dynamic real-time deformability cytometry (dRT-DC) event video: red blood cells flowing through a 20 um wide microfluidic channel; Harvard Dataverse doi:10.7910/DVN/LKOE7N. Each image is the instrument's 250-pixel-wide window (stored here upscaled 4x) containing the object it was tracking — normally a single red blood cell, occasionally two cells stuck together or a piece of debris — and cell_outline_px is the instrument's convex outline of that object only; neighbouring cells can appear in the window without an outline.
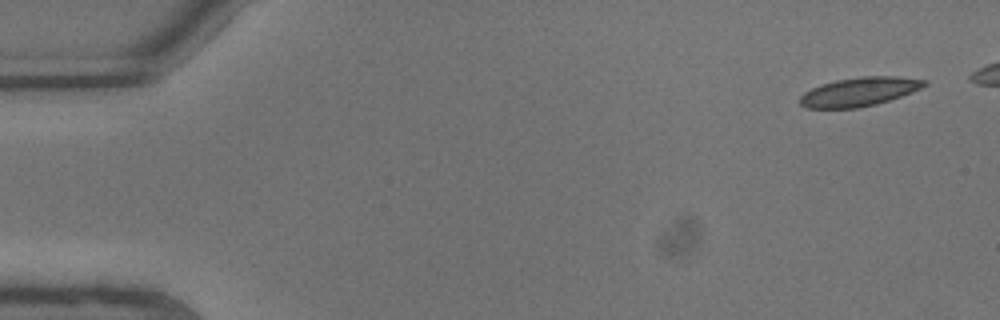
{"species": "common noctule bat (a hibernating species)", "species_latin": "Nyctalus noctula", "temperature_condition": "warm", "stored_images_in_passage": 7, "camera_frame_rate_fps": 3000, "um_per_image_px": 0.085, "animal": {"sex": "male", "body_mass_g": 13.3}, "frame": {"image": 1, "passage_image": 1, "time_ms": 0.0, "image_size_px": [1000, 320], "cell_outline_px": [[928, 84], [912, 92], [876, 104], [856, 108], [804, 108], [800, 104], [800, 96], [804, 92], [820, 84], [836, 80], [860, 76], [896, 76], [928, 80]], "centroid_in_image_um": [73.02, 7.79], "position_along_channel_um": 12.0, "area_um2": 20.92}}